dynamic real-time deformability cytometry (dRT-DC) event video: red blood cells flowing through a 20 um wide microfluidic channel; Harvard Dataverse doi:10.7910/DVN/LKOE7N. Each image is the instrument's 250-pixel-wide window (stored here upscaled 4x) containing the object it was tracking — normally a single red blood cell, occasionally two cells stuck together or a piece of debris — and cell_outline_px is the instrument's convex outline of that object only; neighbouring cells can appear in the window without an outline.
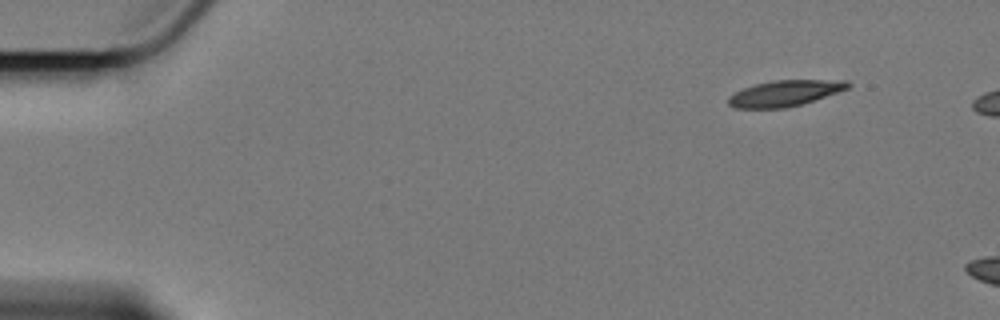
{"species": "Egyptian fruit bat (a non-hibernating species)", "species_latin": "Rousettus aegyptiacus", "temperature_condition": "cold", "stored_images_in_passage": 52, "camera_frame_rate_fps": 3000, "um_per_image_px": 0.085, "animal": {"sex": "female"}, "frame": {"image": 1, "passage_image": 1, "time_ms": 0.0, "image_size_px": [1000, 320], "cell_outline_px": [[852, 84], [848, 88], [800, 104], [784, 108], [736, 108], [728, 104], [728, 96], [744, 88], [756, 84], [772, 80], [848, 80]], "centroid_in_image_um": [66.69, 7.91], "position_along_channel_um": 18.3, "area_um2": 17.74}}
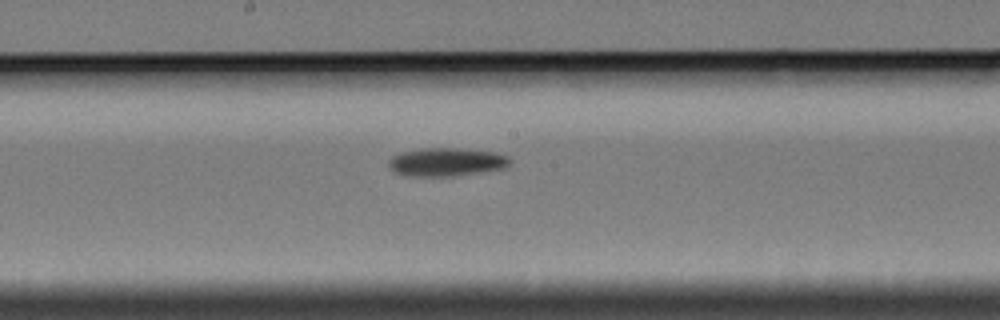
{"frame": {"image": 2, "passage_image": 27, "time_ms": 8.667, "image_size_px": [1000, 320], "cell_outline_px": [[512, 160], [504, 168], [452, 176], [408, 176], [396, 172], [388, 168], [388, 160], [392, 156], [400, 152], [420, 148], [456, 148], [492, 152], [508, 156]], "centroid_in_image_um": [37.88, 13.76], "position_along_channel_um": 210.3, "area_um2": 19.94}}
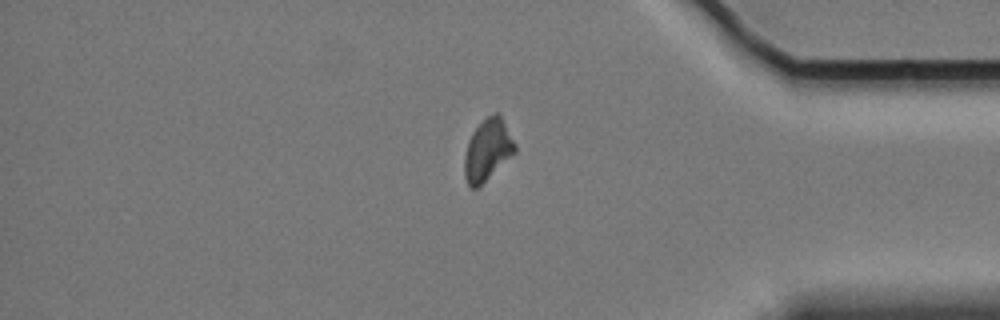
{"frame": {"image": 3, "passage_image": 45, "time_ms": 14.667, "image_size_px": [1000, 320], "cell_outline_px": [[516, 152], [476, 188], [472, 188], [468, 184], [464, 176], [464, 156], [472, 132], [492, 112], [500, 112], [516, 144]], "centroid_in_image_um": [41.46, 12.7], "position_along_channel_um": 393.7, "area_um2": 17.92}}